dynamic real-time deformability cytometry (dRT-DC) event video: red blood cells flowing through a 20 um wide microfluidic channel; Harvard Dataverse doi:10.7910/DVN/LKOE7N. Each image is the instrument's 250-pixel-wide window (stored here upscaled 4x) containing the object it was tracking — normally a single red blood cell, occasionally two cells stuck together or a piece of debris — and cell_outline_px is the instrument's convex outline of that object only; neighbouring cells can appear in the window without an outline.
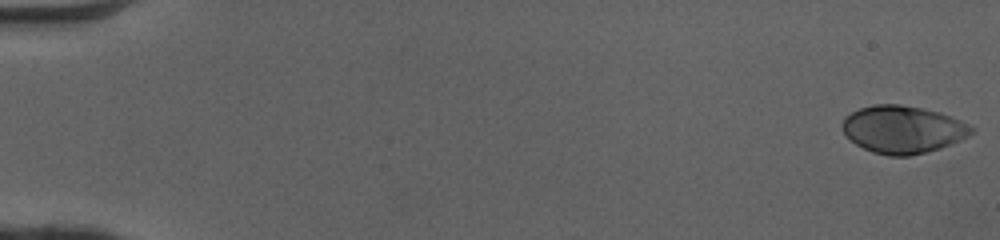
{"species": "human", "species_latin": "Homo sapiens", "temperature_condition": "cold", "stored_images_in_passage": 51, "camera_frame_rate_fps": 3000, "um_per_image_px": 0.085, "donor": {"sex": "female"}, "frame": {"image": 1, "passage_image": 1, "time_ms": 0.0, "image_size_px": [1000, 240], "cell_outline_px": [[976, 128], [968, 136], [960, 140], [940, 148], [908, 156], [888, 156], [872, 152], [856, 144], [844, 132], [840, 124], [844, 116], [860, 108], [872, 104], [900, 104], [940, 112], [952, 116], [972, 124]], "centroid_in_image_um": [76.75, 10.99], "position_along_channel_um": 8.2, "area_um2": 35.95}}
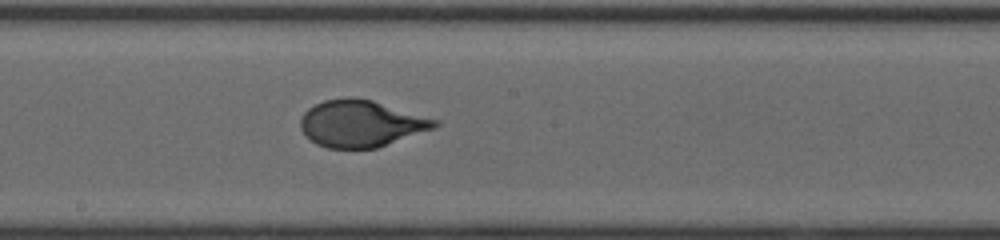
{"frame": {"image": 2, "passage_image": 29, "time_ms": 9.333, "image_size_px": [1000, 240], "cell_outline_px": [[440, 124], [436, 128], [376, 148], [328, 148], [316, 144], [300, 128], [300, 120], [304, 112], [308, 108], [324, 100], [348, 96], [352, 96], [372, 100], [440, 120]], "centroid_in_image_um": [30.71, 10.49], "position_along_channel_um": 217.5, "area_um2": 36.65}}
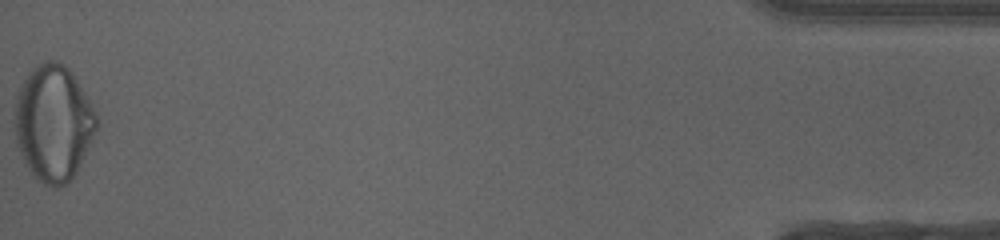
{"frame": {"image": 3, "passage_image": 51, "time_ms": 16.667, "image_size_px": [1000, 240], "cell_outline_px": [[100, 124], [76, 172], [60, 188], [56, 188], [44, 184], [36, 180], [24, 164], [16, 140], [16, 96], [28, 72], [32, 68], [48, 60], [56, 60], [64, 64], [72, 72], [92, 104], [96, 112]], "centroid_in_image_um": [4.56, 10.46], "position_along_channel_um": 430.6, "area_um2": 55.31}, "authors_computed_cell_mechanics": {"area_um2": 36.5296, "velocity_mm_per_s": 4.0989, "shape_relaxation_time_tau1_ms": 6.941, "shape_relaxation_time_tau2_ms": null, "deformation_change_tau1": 0.2863, "deformation_change_tau2": null}}